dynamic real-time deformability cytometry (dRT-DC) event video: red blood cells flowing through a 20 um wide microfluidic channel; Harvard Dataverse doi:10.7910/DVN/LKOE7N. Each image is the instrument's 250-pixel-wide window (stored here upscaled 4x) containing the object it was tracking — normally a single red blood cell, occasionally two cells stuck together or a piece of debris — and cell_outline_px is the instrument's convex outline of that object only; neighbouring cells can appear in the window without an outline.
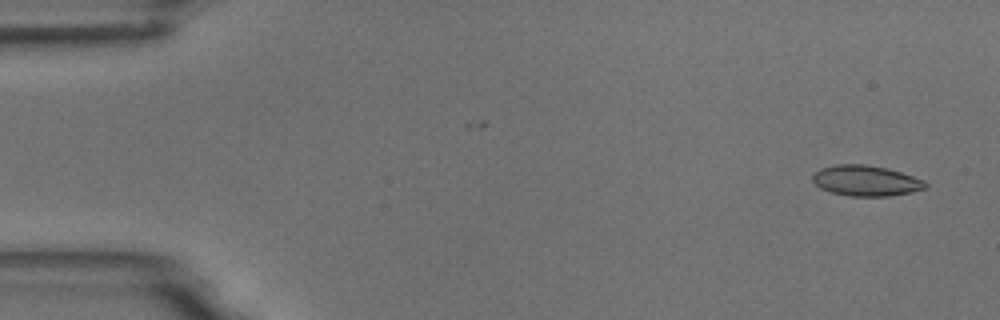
{"species": "common noctule bat (a hibernating species)", "species_latin": "Nyctalus noctula", "temperature_condition": "room temperature", "stored_images_in_passage": 6, "camera_frame_rate_fps": 3000, "um_per_image_px": 0.085, "animal": {"sex": "male", "body_mass_g": 18.8}, "frame": {"image": 1, "passage_image": 1, "time_ms": 0.0, "image_size_px": [1000, 320], "cell_outline_px": [[928, 184], [924, 188], [912, 192], [888, 196], [848, 196], [832, 192], [820, 188], [812, 180], [812, 176], [820, 168], [836, 164], [864, 164], [888, 168], [924, 180]], "centroid_in_image_um": [73.59, 15.35], "position_along_channel_um": 11.4, "area_um2": 20.06}}
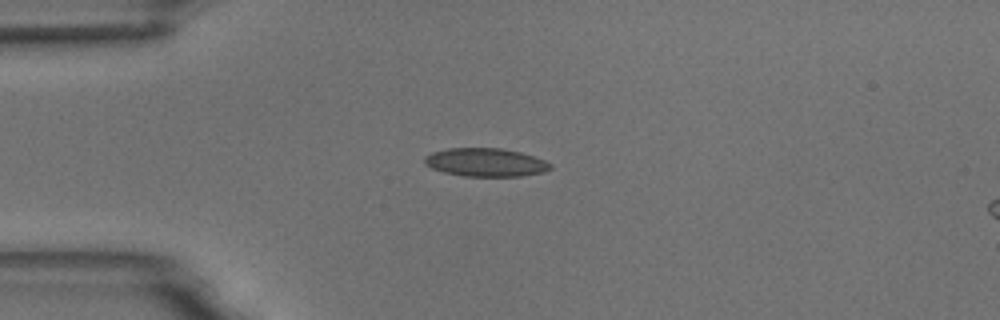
{"frame": {"image": 2, "passage_image": 4, "time_ms": 3.667, "image_size_px": [1000, 320], "cell_outline_px": [[552, 168], [544, 172], [520, 176], [464, 176], [444, 172], [432, 168], [424, 164], [424, 156], [432, 152], [448, 148], [500, 148], [520, 152], [544, 160], [552, 164]], "centroid_in_image_um": [41.26, 13.8], "position_along_channel_um": 43.7, "area_um2": 20.75}}